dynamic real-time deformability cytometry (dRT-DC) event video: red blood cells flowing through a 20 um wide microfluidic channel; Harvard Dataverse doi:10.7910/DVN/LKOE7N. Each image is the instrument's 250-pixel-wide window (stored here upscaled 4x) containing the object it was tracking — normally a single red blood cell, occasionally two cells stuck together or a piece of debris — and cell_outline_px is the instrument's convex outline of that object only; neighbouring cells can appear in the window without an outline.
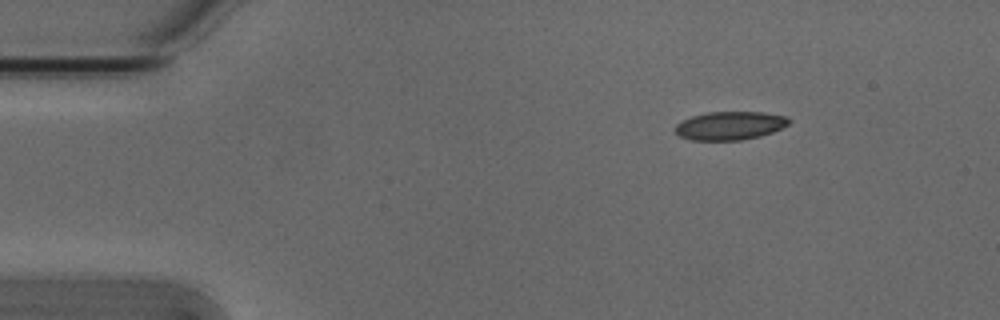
{"species": "Egyptian fruit bat (a non-hibernating species)", "species_latin": "Rousettus aegyptiacus", "temperature_condition": "cold", "stored_images_in_passage": 47, "camera_frame_rate_fps": 3000, "um_per_image_px": 0.085, "animal": {"sex": "male"}, "frame": {"image": 1, "passage_image": 1, "time_ms": 0.0, "image_size_px": [1000, 320], "cell_outline_px": [[792, 120], [788, 124], [772, 132], [760, 136], [740, 140], [692, 140], [680, 136], [676, 132], [676, 124], [692, 116], [708, 112], [764, 112], [788, 116]], "centroid_in_image_um": [62.08, 10.67], "position_along_channel_um": 22.9, "area_um2": 18.73}}
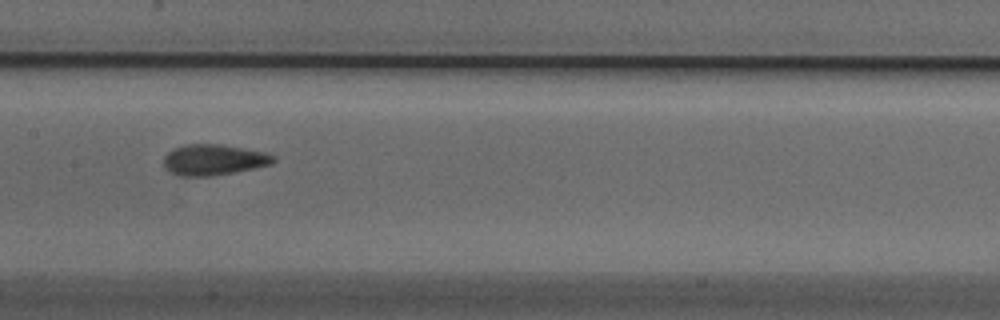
{"frame": {"image": 2, "passage_image": 20, "time_ms": 6.333, "image_size_px": [1000, 320], "cell_outline_px": [[276, 160], [272, 164], [232, 172], [208, 176], [176, 176], [164, 168], [164, 156], [168, 152], [176, 148], [188, 144], [220, 144], [264, 152], [276, 156]], "centroid_in_image_um": [18.14, 13.58], "position_along_channel_um": 189.3, "area_um2": 19.54}}
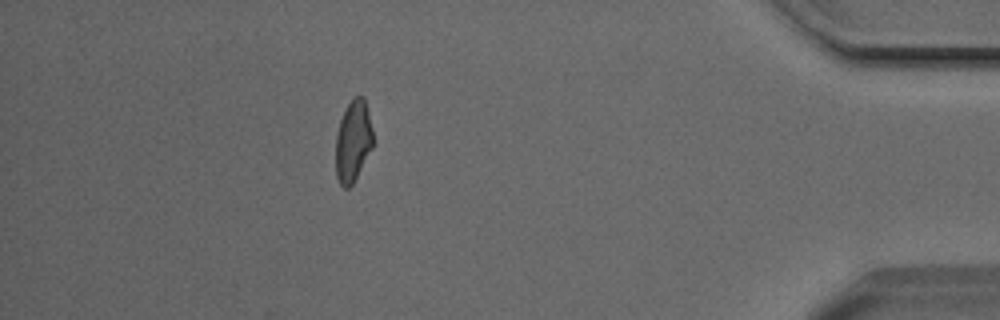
{"frame": {"image": 3, "passage_image": 41, "time_ms": 13.333, "image_size_px": [1000, 320], "cell_outline_px": [[372, 148], [352, 184], [348, 188], [344, 188], [340, 184], [336, 176], [336, 136], [340, 120], [348, 104], [356, 96], [364, 96], [372, 128]], "centroid_in_image_um": [30.0, 12.0], "position_along_channel_um": 405.2, "area_um2": 17.4}, "authors_computed_cell_mechanics": {"area_um2": 19.0162, "velocity_mm_per_s": 3.822, "shape_relaxation_time_tau1_ms": 4.8856, "shape_relaxation_time_tau2_ms": 1.8564, "deformation_change_tau1": 0.1109, "deformation_change_tau2": 0.0671}}